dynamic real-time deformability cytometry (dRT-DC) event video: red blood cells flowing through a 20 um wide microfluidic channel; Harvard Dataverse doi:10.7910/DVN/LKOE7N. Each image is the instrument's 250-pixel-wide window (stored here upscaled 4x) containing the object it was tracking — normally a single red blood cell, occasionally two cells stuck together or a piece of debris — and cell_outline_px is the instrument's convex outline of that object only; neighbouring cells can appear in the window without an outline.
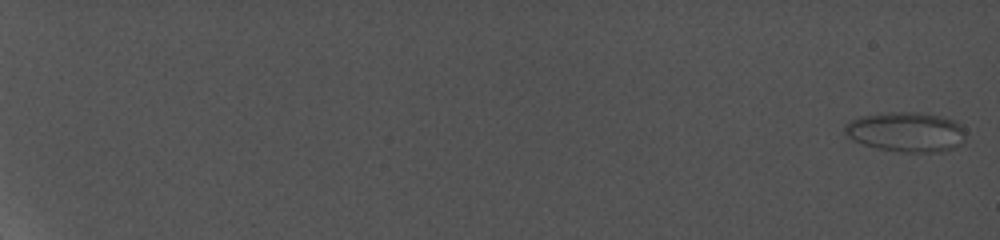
{"species": "common noctule bat (a hibernating species)", "species_latin": "Nyctalus noctula", "temperature_condition": "cold", "stored_images_in_passage": 13, "camera_frame_rate_fps": 5000, "um_per_image_px": 0.085, "animal": {"sex": "female", "body_mass_g": 19.0, "forearm_length_mm": 56.7}, "frame": {"image": 1, "passage_image": 1, "time_ms": 0.0, "image_size_px": [1000, 240], "cell_outline_px": [[964, 140], [956, 148], [940, 152], [904, 152], [876, 148], [852, 140], [844, 132], [844, 128], [852, 120], [860, 116], [888, 112], [912, 112], [940, 116], [952, 120], [960, 124], [964, 128]], "centroid_in_image_um": [77.04, 11.22], "position_along_channel_um": 8.0, "area_um2": 27.92}}
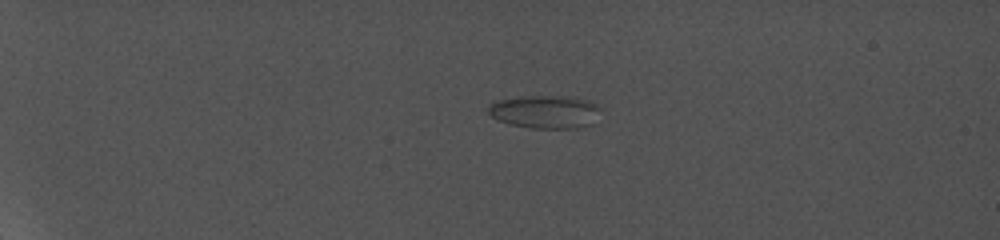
{"frame": {"image": 2, "passage_image": 8, "time_ms": 6.2, "image_size_px": [1000, 240], "cell_outline_px": [[600, 108], [592, 124], [576, 128], [528, 128], [508, 124], [492, 116], [488, 112], [488, 104], [500, 100], [524, 96], [568, 96], [588, 100], [596, 104]], "centroid_in_image_um": [46.32, 9.5], "position_along_channel_um": 38.7, "area_um2": 21.56}}
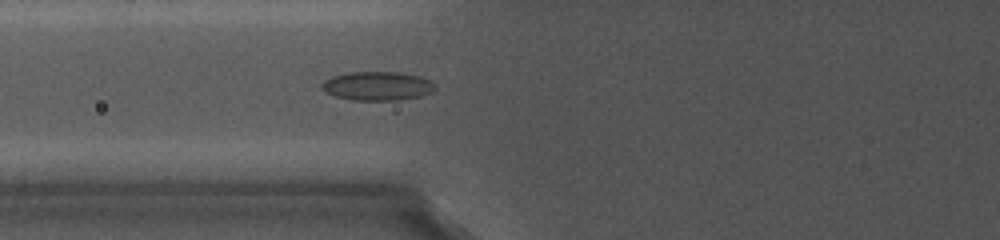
{"frame": {"image": 3, "passage_image": 13, "time_ms": 10.8, "image_size_px": [1000, 240], "cell_outline_px": [[436, 88], [432, 92], [420, 96], [400, 100], [352, 100], [336, 96], [320, 88], [320, 84], [324, 80], [332, 76], [348, 72], [400, 72], [420, 76], [432, 80]], "centroid_in_image_um": [32.1, 7.3], "position_along_channel_um": 93.7, "area_um2": 19.19}}